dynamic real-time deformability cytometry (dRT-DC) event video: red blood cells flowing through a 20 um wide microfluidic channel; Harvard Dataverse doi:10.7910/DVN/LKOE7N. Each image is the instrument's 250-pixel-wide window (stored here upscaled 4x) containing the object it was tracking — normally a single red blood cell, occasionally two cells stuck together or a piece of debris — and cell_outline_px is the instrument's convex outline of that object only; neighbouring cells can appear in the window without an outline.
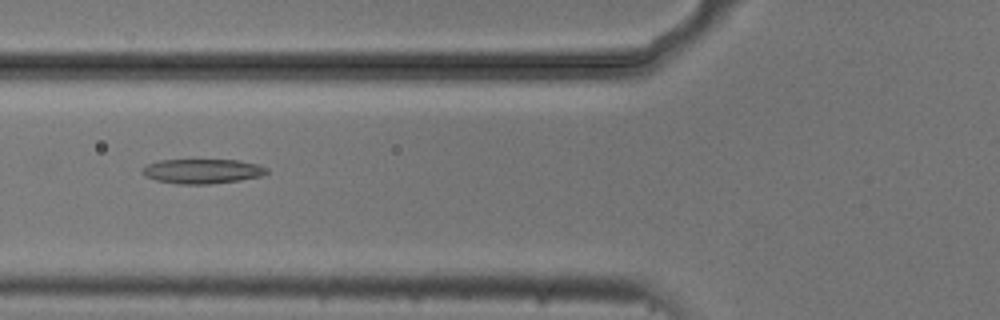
{"species": "common noctule bat (a hibernating species)", "species_latin": "Nyctalus noctula", "temperature_condition": "cold", "stored_images_in_passage": 7, "camera_frame_rate_fps": 3000, "um_per_image_px": 0.085, "animal": {"sex": "male", "body_mass_g": 20.5, "forearm_length_mm": 52.5}, "frame": {"image": 1, "passage_image": 5, "time_ms": 1.333, "image_size_px": [1000, 320], "cell_outline_px": [[268, 172], [260, 176], [240, 180], [208, 184], [180, 184], [156, 180], [144, 176], [140, 172], [148, 164], [160, 160], [240, 160], [256, 164], [268, 168]], "centroid_in_image_um": [17.19, 14.55], "position_along_channel_um": 108.6, "area_um2": 17.74}}
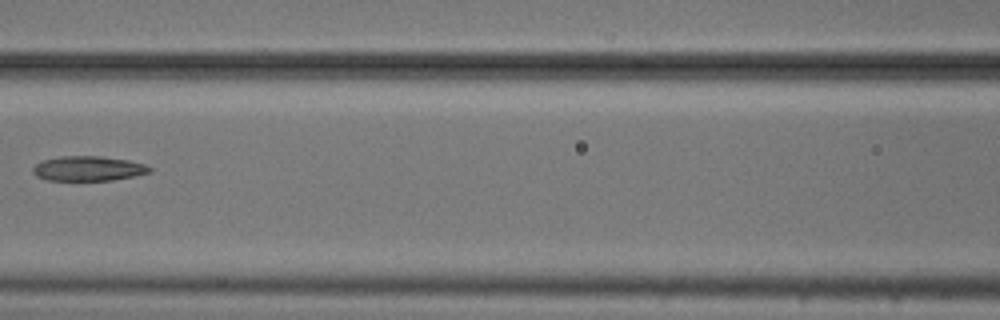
{"frame": {"image": 2, "passage_image": 6, "time_ms": 1.667, "image_size_px": [1000, 320], "cell_outline_px": [[152, 172], [112, 180], [48, 180], [36, 176], [32, 172], [32, 168], [36, 164], [44, 160], [60, 156], [100, 156], [128, 160], [144, 164], [152, 168]], "centroid_in_image_um": [7.49, 14.32], "position_along_channel_um": 159.1, "area_um2": 16.76}}
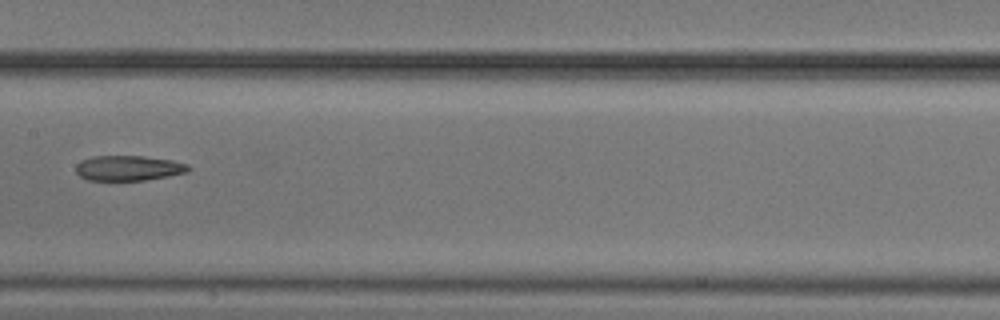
{"frame": {"image": 3, "passage_image": 7, "time_ms": 2.0, "image_size_px": [1000, 320], "cell_outline_px": [[192, 168], [188, 172], [168, 176], [144, 180], [88, 180], [80, 176], [76, 172], [76, 164], [80, 160], [92, 156], [144, 156], [172, 160], [188, 164]], "centroid_in_image_um": [10.93, 14.28], "position_along_channel_um": 196.5, "area_um2": 16.59}}